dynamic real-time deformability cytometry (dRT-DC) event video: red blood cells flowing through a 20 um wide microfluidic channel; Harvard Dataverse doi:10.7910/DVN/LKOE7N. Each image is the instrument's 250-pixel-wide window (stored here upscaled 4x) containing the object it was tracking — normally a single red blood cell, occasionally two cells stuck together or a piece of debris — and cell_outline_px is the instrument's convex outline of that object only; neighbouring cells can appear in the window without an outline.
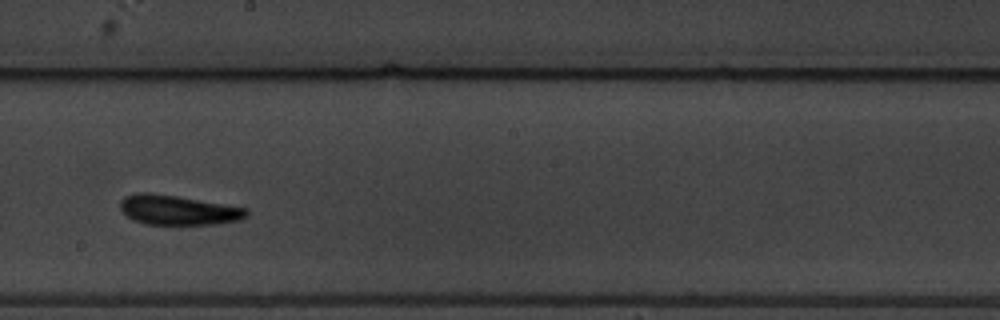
{"species": "common noctule bat (a hibernating species)", "species_latin": "Nyctalus noctula", "temperature_condition": "warm", "stored_images_in_passage": 42, "camera_frame_rate_fps": 3000, "um_per_image_px": 0.085, "animal": {"sex": "male", "body_mass_g": 19.5, "forearm_length_mm": 54.6}, "frame": {"image": 1, "passage_image": 19, "time_ms": 6.0, "image_size_px": [1000, 320], "cell_outline_px": [[248, 216], [240, 220], [216, 224], [148, 224], [132, 220], [120, 208], [120, 200], [124, 196], [136, 192], [148, 192], [176, 196], [248, 208]], "centroid_in_image_um": [15.13, 17.85], "position_along_channel_um": 233.1, "area_um2": 21.85}, "authors_computed_cell_mechanics": {"area_um2": 21.2126, "velocity_mm_per_s": 3.3093, "shape_relaxation_time_tau1_ms": 4.7882, "shape_relaxation_time_tau2_ms": 5.4026, "deformation_change_tau1": 0.1789, "deformation_change_tau2": 0.0975}}